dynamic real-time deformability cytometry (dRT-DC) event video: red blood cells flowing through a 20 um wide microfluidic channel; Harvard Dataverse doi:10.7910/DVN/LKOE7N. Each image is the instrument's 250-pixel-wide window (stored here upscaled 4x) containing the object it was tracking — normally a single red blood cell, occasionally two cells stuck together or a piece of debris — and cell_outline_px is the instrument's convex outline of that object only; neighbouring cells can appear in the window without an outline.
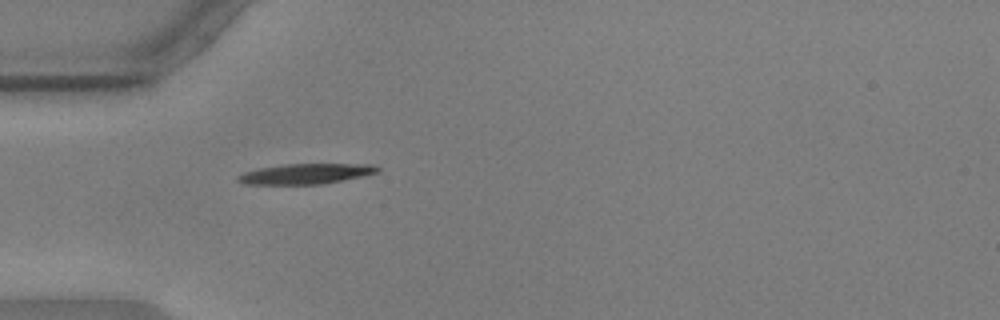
{"species": "common noctule bat (a hibernating species)", "species_latin": "Nyctalus noctula", "temperature_condition": "warm", "stored_images_in_passage": 40, "camera_frame_rate_fps": 3000, "um_per_image_px": 0.085, "animal": {"sex": "male", "body_mass_g": 17.9, "forearm_length_mm": 54.2}, "frame": {"image": 1, "passage_image": 1, "time_ms": 0.0, "image_size_px": [1000, 320], "cell_outline_px": [[380, 172], [364, 176], [344, 180], [320, 184], [244, 184], [236, 180], [236, 176], [244, 172], [260, 168], [284, 164], [376, 164], [380, 168]], "centroid_in_image_um": [26.03, 14.77], "position_along_channel_um": 59.0, "area_um2": 16.65}}
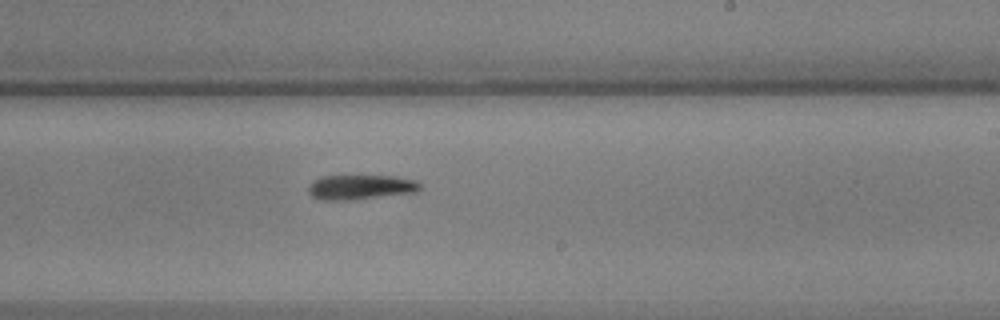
{"frame": {"image": 2, "passage_image": 18, "time_ms": 5.667, "image_size_px": [1000, 320], "cell_outline_px": [[420, 188], [416, 192], [348, 200], [324, 200], [312, 196], [308, 192], [308, 188], [312, 180], [320, 176], [392, 176], [416, 180], [420, 184]], "centroid_in_image_um": [30.61, 15.9], "position_along_channel_um": 258.4, "area_um2": 15.95}}
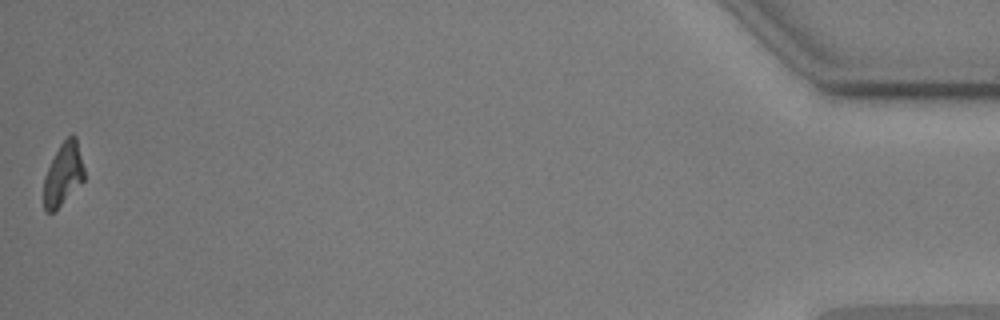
{"frame": {"image": 3, "passage_image": 40, "time_ms": 13.0, "image_size_px": [1000, 320], "cell_outline_px": [[84, 180], [52, 212], [44, 212], [44, 176], [60, 144], [72, 132], [76, 136], [84, 168]], "centroid_in_image_um": [5.37, 14.76], "position_along_channel_um": 429.8, "area_um2": 14.45}, "authors_computed_cell_mechanics": {"area_um2": 16.4152, "velocity_mm_per_s": 3.5844, "shape_relaxation_time_tau1_ms": 3.172, "shape_relaxation_time_tau2_ms": null, "deformation_change_tau1": 0.1525, "deformation_change_tau2": null}}